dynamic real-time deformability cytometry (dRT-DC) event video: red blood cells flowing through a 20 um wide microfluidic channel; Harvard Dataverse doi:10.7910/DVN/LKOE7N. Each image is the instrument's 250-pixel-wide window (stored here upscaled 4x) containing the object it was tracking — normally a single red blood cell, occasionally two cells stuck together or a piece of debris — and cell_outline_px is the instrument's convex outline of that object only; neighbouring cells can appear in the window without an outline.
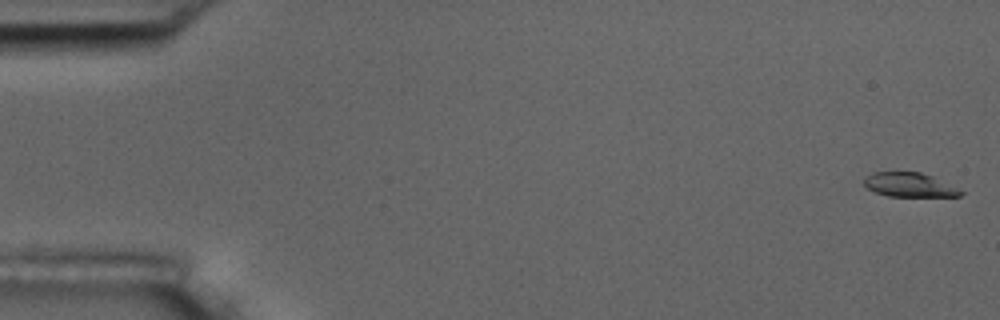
{"species": "common noctule bat (a hibernating species)", "species_latin": "Nyctalus noctula", "temperature_condition": "room temperature", "stored_images_in_passage": 54, "camera_frame_rate_fps": 3000, "um_per_image_px": 0.085, "animal": {"sex": "male", "body_mass_g": 17.5, "forearm_length_mm": 52.3}, "frame": {"image": 1, "passage_image": 1, "time_ms": 0.0, "image_size_px": [1000, 320], "cell_outline_px": [[964, 192], [960, 196], [888, 196], [864, 188], [864, 176], [872, 172], [920, 172], [932, 176]], "centroid_in_image_um": [77.22, 15.7], "position_along_channel_um": 7.8, "area_um2": 13.53}}
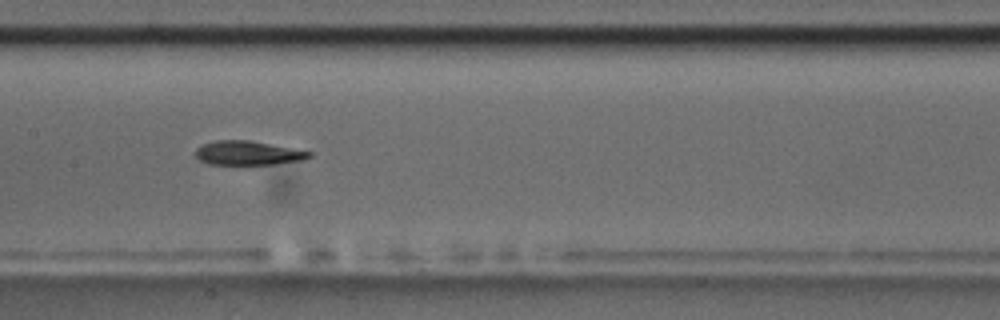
{"frame": {"image": 2, "passage_image": 27, "time_ms": 8.667, "image_size_px": [1000, 320], "cell_outline_px": [[312, 156], [304, 160], [276, 164], [208, 164], [200, 160], [196, 156], [196, 148], [200, 144], [216, 140], [248, 140], [312, 152]], "centroid_in_image_um": [21.05, 13.01], "position_along_channel_um": 186.3, "area_um2": 15.9}}
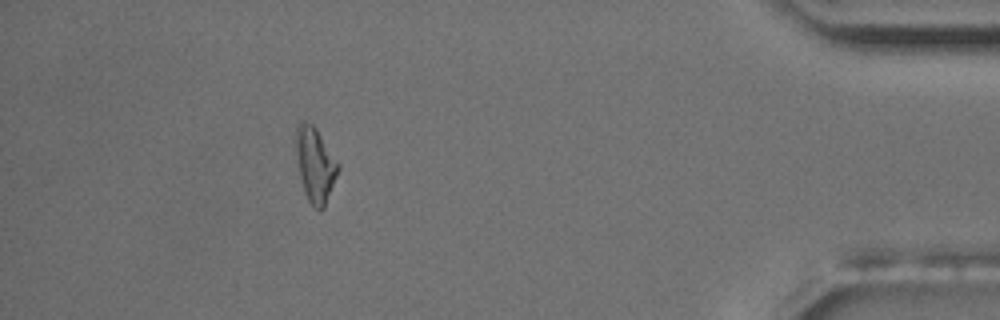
{"frame": {"image": 3, "passage_image": 49, "time_ms": 16.0, "image_size_px": [1000, 320], "cell_outline_px": [[340, 168], [324, 208], [320, 212], [308, 200], [304, 192], [300, 176], [296, 156], [296, 128], [300, 124], [312, 124], [316, 128], [340, 164]], "centroid_in_image_um": [26.81, 14.04], "position_along_channel_um": 408.4, "area_um2": 18.09}, "authors_computed_cell_mechanics": {"area_um2": 16.5308, "velocity_mm_per_s": 3.7458, "shape_relaxation_time_tau1_ms": 3.5414, "shape_relaxation_time_tau2_ms": 6.8709, "deformation_change_tau1": 0.1715, "deformation_change_tau2": 0.1994}}